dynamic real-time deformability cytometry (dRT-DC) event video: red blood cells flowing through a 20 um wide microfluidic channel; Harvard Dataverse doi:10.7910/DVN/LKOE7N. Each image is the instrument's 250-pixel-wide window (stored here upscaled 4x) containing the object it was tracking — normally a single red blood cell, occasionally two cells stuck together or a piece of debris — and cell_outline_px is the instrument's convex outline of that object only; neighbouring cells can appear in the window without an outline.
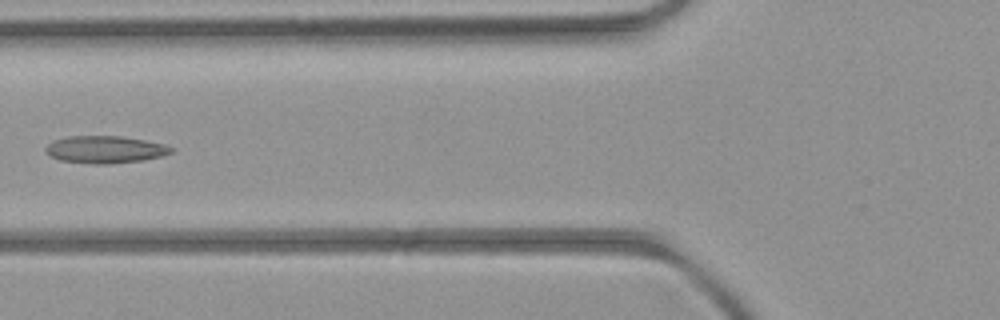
{"species": "common noctule bat (a hibernating species)", "species_latin": "Nyctalus noctula", "temperature_condition": "room temperature", "stored_images_in_passage": 6, "camera_frame_rate_fps": 3000, "um_per_image_px": 0.085, "animal": {"sex": "female", "body_mass_g": 21.9}, "frame": {"image": 1, "passage_image": 5, "time_ms": 4.667, "image_size_px": [1000, 320], "cell_outline_px": [[172, 152], [160, 156], [144, 160], [108, 164], [92, 164], [60, 160], [44, 152], [44, 148], [48, 144], [56, 140], [68, 136], [120, 136], [144, 140], [164, 144], [172, 148]], "centroid_in_image_um": [8.91, 12.71], "position_along_channel_um": 116.9, "area_um2": 19.83}}
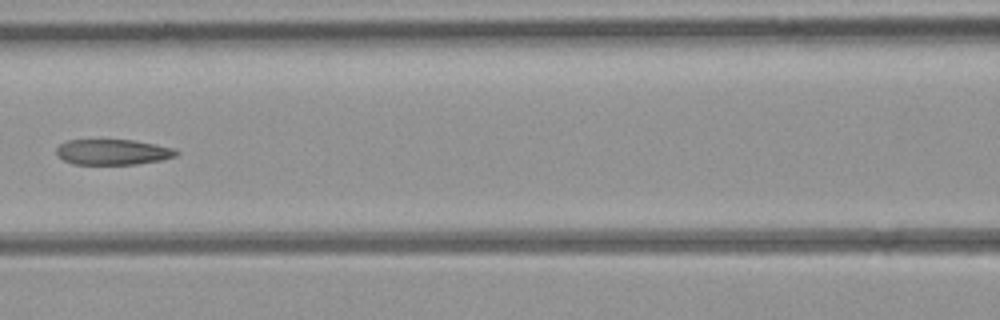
{"frame": {"image": 2, "passage_image": 6, "time_ms": 5.667, "image_size_px": [1000, 320], "cell_outline_px": [[180, 152], [176, 156], [160, 160], [136, 164], [72, 164], [56, 156], [56, 148], [60, 144], [68, 140], [132, 140], [156, 144], [176, 148]], "centroid_in_image_um": [9.59, 12.92], "position_along_channel_um": 157.0, "area_um2": 17.92}}